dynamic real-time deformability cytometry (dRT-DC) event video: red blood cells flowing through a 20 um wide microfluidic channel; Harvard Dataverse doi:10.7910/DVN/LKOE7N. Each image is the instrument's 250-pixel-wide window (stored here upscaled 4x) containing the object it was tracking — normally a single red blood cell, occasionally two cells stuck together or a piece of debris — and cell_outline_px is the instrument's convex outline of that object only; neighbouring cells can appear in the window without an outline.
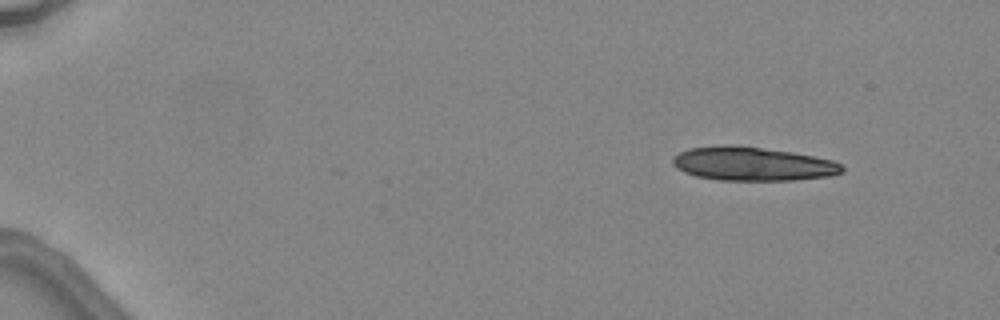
{"species": "common noctule bat (a hibernating species)", "species_latin": "Nyctalus noctula", "temperature_condition": "warm", "stored_images_in_passage": 5, "camera_frame_rate_fps": 3000, "um_per_image_px": 0.085, "animal": {"sex": "female", "body_mass_g": 24.6, "forearm_length_mm": 56.2}, "frame": {"image": 1, "passage_image": 1, "time_ms": 0.0, "image_size_px": [1000, 320], "cell_outline_px": [[844, 172], [832, 176], [792, 180], [720, 180], [696, 176], [684, 172], [676, 168], [672, 164], [672, 156], [688, 148], [720, 144], [760, 148], [792, 152], [832, 160], [840, 164], [844, 168]], "centroid_in_image_um": [63.94, 13.93], "position_along_channel_um": 21.1, "area_um2": 33.29}}